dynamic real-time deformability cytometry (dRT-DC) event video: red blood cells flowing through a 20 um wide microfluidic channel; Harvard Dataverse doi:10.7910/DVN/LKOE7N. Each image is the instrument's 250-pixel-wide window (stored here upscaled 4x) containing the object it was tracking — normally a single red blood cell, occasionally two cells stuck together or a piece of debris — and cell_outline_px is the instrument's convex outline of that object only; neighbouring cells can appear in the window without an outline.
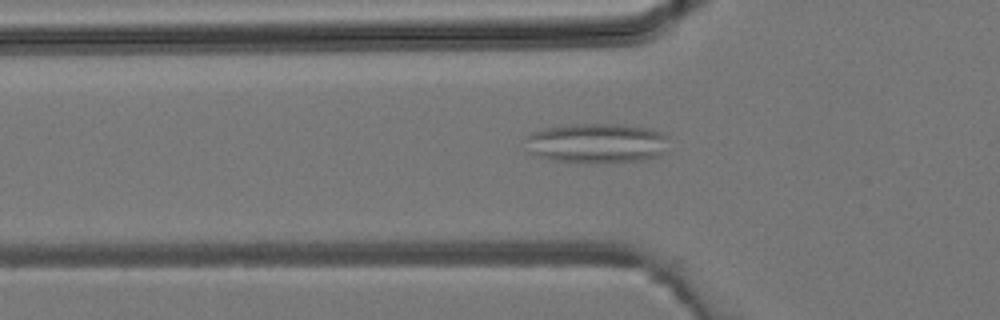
{"species": "common noctule bat (a hibernating species)", "species_latin": "Nyctalus noctula", "temperature_condition": "room temperature", "stored_images_in_passage": 41, "camera_frame_rate_fps": 3000, "um_per_image_px": 0.085, "animal": {"sex": "male", "body_mass_g": 19.2, "forearm_length_mm": 51.8}, "frame": {"image": 1, "passage_image": 13, "time_ms": 4.0, "image_size_px": [1000, 320], "cell_outline_px": [[668, 152], [652, 160], [548, 160], [536, 156], [532, 152], [528, 136], [532, 132], [548, 128], [572, 124], [624, 124], [648, 128], [664, 132], [668, 136]], "centroid_in_image_um": [50.89, 12.13], "position_along_channel_um": 74.9, "area_um2": 32.48}}
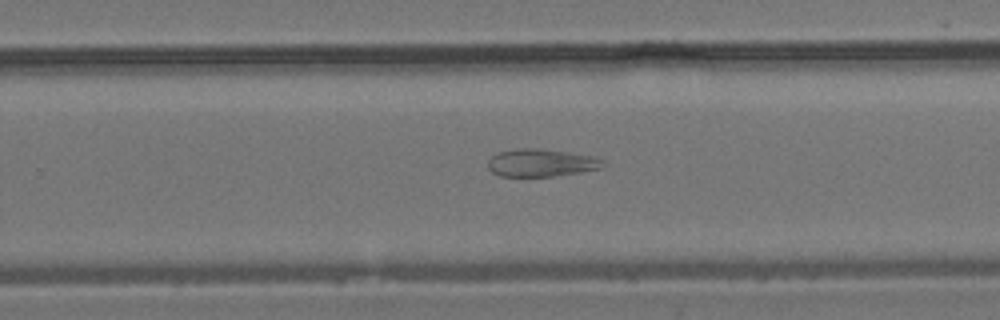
{"frame": {"image": 2, "passage_image": 26, "time_ms": 8.333, "image_size_px": [1000, 320], "cell_outline_px": [[604, 168], [580, 172], [552, 176], [500, 176], [492, 172], [488, 168], [488, 160], [492, 156], [500, 152], [524, 148], [540, 148], [596, 156], [604, 160]], "centroid_in_image_um": [46.05, 13.84], "position_along_channel_um": 283.8, "area_um2": 18.55}}
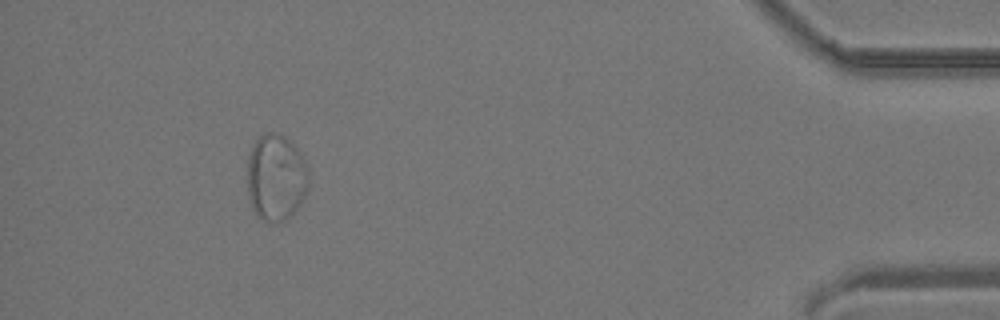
{"frame": {"image": 3, "passage_image": 38, "time_ms": 12.333, "image_size_px": [1000, 320], "cell_outline_px": [[308, 188], [300, 204], [284, 220], [272, 224], [256, 216], [252, 208], [248, 192], [248, 156], [252, 144], [264, 132], [276, 132], [284, 136], [296, 148], [304, 160], [308, 168]], "centroid_in_image_um": [23.44, 15.08], "position_along_channel_um": 411.8, "area_um2": 30.98}}